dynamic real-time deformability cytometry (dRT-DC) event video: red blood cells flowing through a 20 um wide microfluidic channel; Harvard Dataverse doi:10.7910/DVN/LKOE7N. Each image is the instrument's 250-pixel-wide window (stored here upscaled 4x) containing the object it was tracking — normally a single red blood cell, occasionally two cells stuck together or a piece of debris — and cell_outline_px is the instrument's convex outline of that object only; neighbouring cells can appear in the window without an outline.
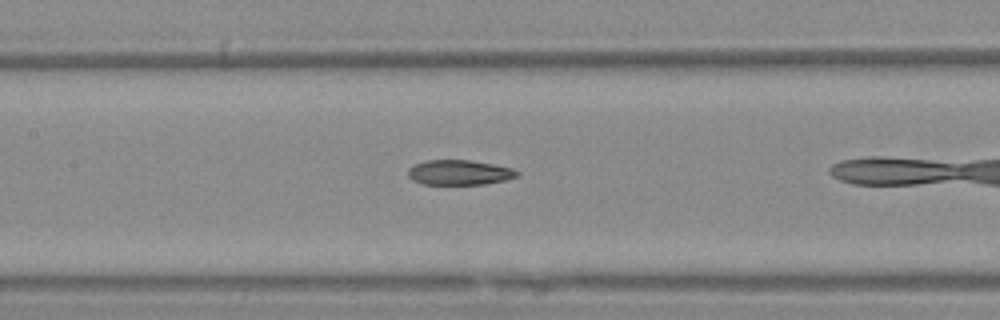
{"species": "Egyptian fruit bat (a non-hibernating species)", "species_latin": "Rousettus aegyptiacus", "temperature_condition": "warm", "stored_images_in_passage": 12, "segment_of_instrument_passage": [2, 2], "camera_frame_rate_fps": 3000, "um_per_image_px": 0.085, "animal": {"sex": "female"}, "frame": {"image": 1, "passage_image": 10, "time_ms": 3.0, "image_size_px": [1000, 320], "cell_outline_px": [[520, 172], [516, 176], [504, 180], [484, 184], [424, 184], [412, 180], [408, 176], [408, 168], [412, 164], [424, 160], [468, 160], [492, 164], [512, 168]], "centroid_in_image_um": [38.98, 14.65], "position_along_channel_um": 168.4, "area_um2": 15.84}}